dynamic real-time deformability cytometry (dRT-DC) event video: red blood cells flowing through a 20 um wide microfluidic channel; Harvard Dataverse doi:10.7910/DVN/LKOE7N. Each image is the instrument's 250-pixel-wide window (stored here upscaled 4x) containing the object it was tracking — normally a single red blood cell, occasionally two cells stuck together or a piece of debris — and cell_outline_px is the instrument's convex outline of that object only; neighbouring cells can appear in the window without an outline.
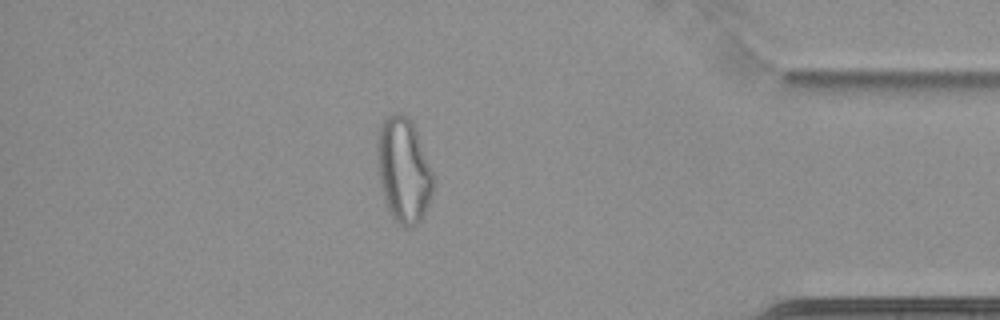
{"species": "common noctule bat (a hibernating species)", "species_latin": "Nyctalus noctula", "temperature_condition": "cold", "stored_images_in_passage": 53, "camera_frame_rate_fps": 3000, "um_per_image_px": 0.085, "animal": {"sex": "female", "body_mass_g": 22.7, "forearm_length_mm": 54.2}, "frame": {"image": 1, "passage_image": 46, "time_ms": 15.0, "image_size_px": [1000, 320], "cell_outline_px": [[432, 192], [428, 204], [420, 220], [416, 224], [408, 228], [404, 228], [396, 224], [388, 208], [380, 184], [376, 164], [376, 136], [380, 124], [388, 116], [396, 112], [408, 116], [416, 132], [432, 172]], "centroid_in_image_um": [34.25, 14.46], "position_along_channel_um": 401.0, "area_um2": 34.04}}